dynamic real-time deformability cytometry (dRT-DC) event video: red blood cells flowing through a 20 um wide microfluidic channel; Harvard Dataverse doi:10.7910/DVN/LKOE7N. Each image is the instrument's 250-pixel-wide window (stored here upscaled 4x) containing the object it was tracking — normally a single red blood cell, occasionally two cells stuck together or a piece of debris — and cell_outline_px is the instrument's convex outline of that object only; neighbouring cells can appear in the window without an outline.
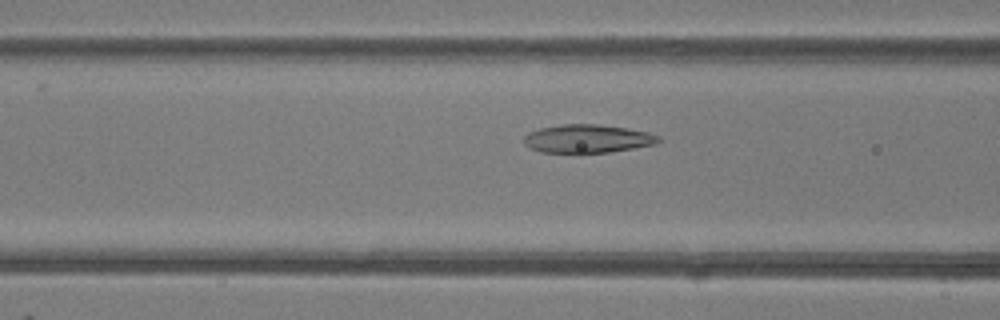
{"species": "common noctule bat (a hibernating species)", "species_latin": "Nyctalus noctula", "temperature_condition": "room temperature", "stored_images_in_passage": 31, "camera_frame_rate_fps": 3000, "um_per_image_px": 0.085, "animal": {"sex": "female"}, "frame": {"image": 1, "passage_image": 4, "time_ms": 1.0, "image_size_px": [1000, 320], "cell_outline_px": [[660, 140], [656, 144], [608, 152], [580, 156], [576, 156], [540, 152], [528, 148], [524, 144], [524, 136], [528, 132], [540, 128], [560, 124], [600, 124], [628, 128], [648, 132], [656, 136]], "centroid_in_image_um": [49.84, 11.83], "position_along_channel_um": 116.8, "area_um2": 23.18}}
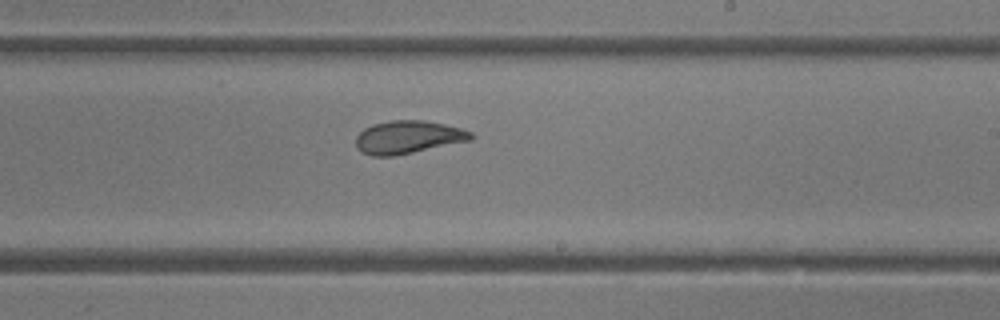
{"frame": {"image": 2, "passage_image": 14, "time_ms": 4.333, "image_size_px": [1000, 320], "cell_outline_px": [[476, 136], [472, 140], [392, 156], [372, 156], [360, 152], [356, 148], [356, 136], [364, 128], [372, 124], [392, 120], [424, 120], [444, 124], [460, 128], [472, 132]], "centroid_in_image_um": [34.67, 11.65], "position_along_channel_um": 254.3, "area_um2": 22.14}}
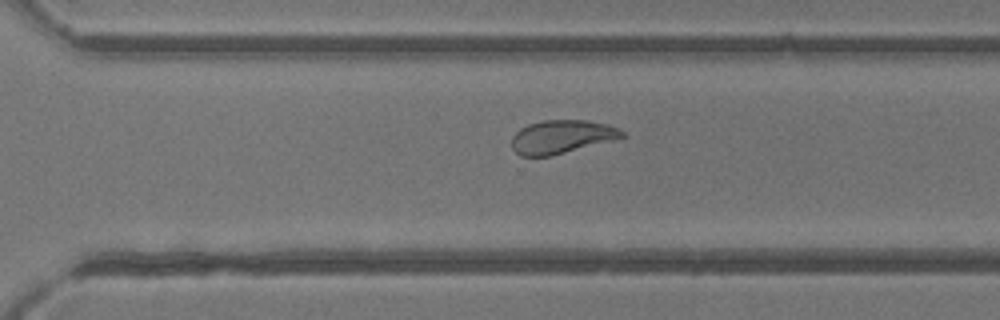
{"frame": {"image": 3, "passage_image": 19, "time_ms": 6.0, "image_size_px": [1000, 320], "cell_outline_px": [[624, 136], [552, 156], [520, 156], [512, 148], [512, 136], [520, 128], [528, 124], [544, 120], [588, 120], [608, 124], [624, 132]], "centroid_in_image_um": [47.68, 11.62], "position_along_channel_um": 322.9, "area_um2": 21.21}}